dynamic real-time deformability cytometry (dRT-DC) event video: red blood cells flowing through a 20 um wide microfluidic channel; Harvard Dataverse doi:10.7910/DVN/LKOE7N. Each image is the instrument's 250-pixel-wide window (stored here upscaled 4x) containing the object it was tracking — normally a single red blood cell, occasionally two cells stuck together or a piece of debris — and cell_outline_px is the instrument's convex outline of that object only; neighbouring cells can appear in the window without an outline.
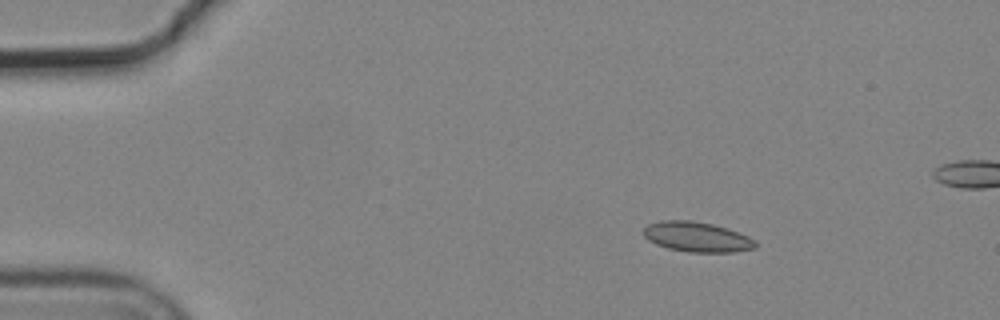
{"species": "common noctule bat (a hibernating species)", "species_latin": "Nyctalus noctula", "temperature_condition": "cold", "stored_images_in_passage": 5, "camera_frame_rate_fps": 3000, "um_per_image_px": 0.085, "animal": {"sex": "male", "body_mass_g": 19.2, "forearm_length_mm": 51.8}, "frame": {"image": 1, "passage_image": 2, "time_ms": 0.333, "image_size_px": [1000, 320], "cell_outline_px": [[756, 248], [732, 252], [688, 252], [668, 248], [656, 244], [648, 240], [640, 232], [648, 224], [660, 220], [692, 220], [712, 224], [728, 228], [748, 236], [756, 240]], "centroid_in_image_um": [59.21, 20.13], "position_along_channel_um": 25.8, "area_um2": 19.77}}